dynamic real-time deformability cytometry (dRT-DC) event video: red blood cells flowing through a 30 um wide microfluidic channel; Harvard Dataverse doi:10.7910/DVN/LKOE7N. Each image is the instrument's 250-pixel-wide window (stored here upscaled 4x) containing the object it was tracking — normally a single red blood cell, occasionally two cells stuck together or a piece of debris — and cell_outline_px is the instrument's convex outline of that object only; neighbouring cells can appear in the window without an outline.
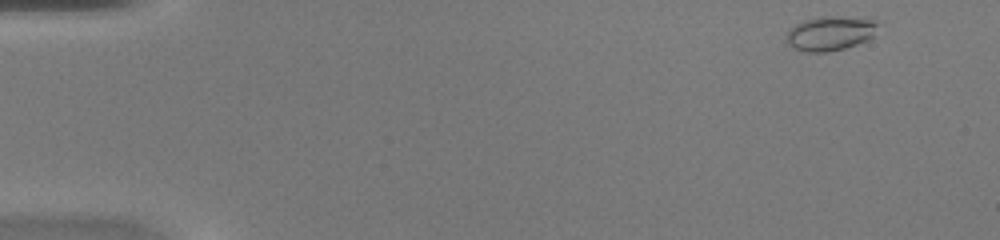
{"species": "common noctule bat (a hibernating species)", "species_latin": "Nyctalus noctula", "temperature_condition": "warm", "stored_images_in_passage": 47, "camera_frame_rate_fps": 3000, "um_per_image_px": 0.085, "animal": {"sex": "female", "body_mass_g": 20.0, "forearm_length_mm": 54.0}, "frame": {"image": 1, "passage_image": 1, "time_ms": 0.0, "image_size_px": [1000, 240], "cell_outline_px": [[880, 24], [872, 36], [856, 44], [844, 48], [828, 52], [804, 52], [792, 48], [784, 40], [784, 36], [796, 24], [804, 20], [820, 16], [836, 16], [880, 20]], "centroid_in_image_um": [70.54, 2.83], "position_along_channel_um": 14.5, "area_um2": 18.5}}
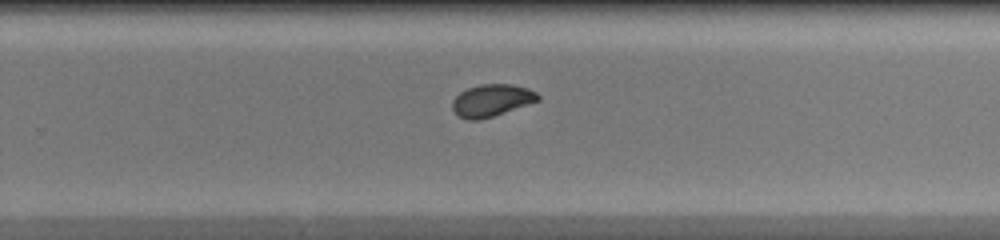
{"frame": {"image": 2, "passage_image": 30, "time_ms": 9.667, "image_size_px": [1000, 240], "cell_outline_px": [[540, 100], [480, 120], [468, 120], [460, 116], [452, 108], [452, 100], [460, 92], [468, 88], [480, 84], [512, 84], [528, 88], [536, 92], [540, 96]], "centroid_in_image_um": [41.79, 8.52], "position_along_channel_um": 288.0, "area_um2": 15.9}}
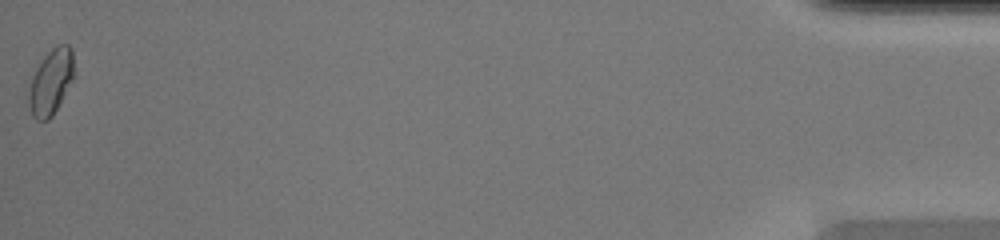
{"frame": {"image": 3, "passage_image": 47, "time_ms": 15.333, "image_size_px": [1000, 240], "cell_outline_px": [[76, 72], [72, 80], [52, 116], [48, 120], [36, 120], [32, 116], [28, 104], [28, 92], [32, 76], [36, 68], [44, 56], [56, 44], [68, 44], [72, 48]], "centroid_in_image_um": [4.34, 6.92], "position_along_channel_um": 430.9, "area_um2": 17.46}, "authors_computed_cell_mechanics": {"area_um2": 16.4152, "velocity_mm_per_s": 4.1844, "shape_relaxation_time_tau1_ms": 8.3951, "shape_relaxation_time_tau2_ms": 0.5784, "deformation_change_tau1": 0.1796, "deformation_change_tau2": 0.0363}}